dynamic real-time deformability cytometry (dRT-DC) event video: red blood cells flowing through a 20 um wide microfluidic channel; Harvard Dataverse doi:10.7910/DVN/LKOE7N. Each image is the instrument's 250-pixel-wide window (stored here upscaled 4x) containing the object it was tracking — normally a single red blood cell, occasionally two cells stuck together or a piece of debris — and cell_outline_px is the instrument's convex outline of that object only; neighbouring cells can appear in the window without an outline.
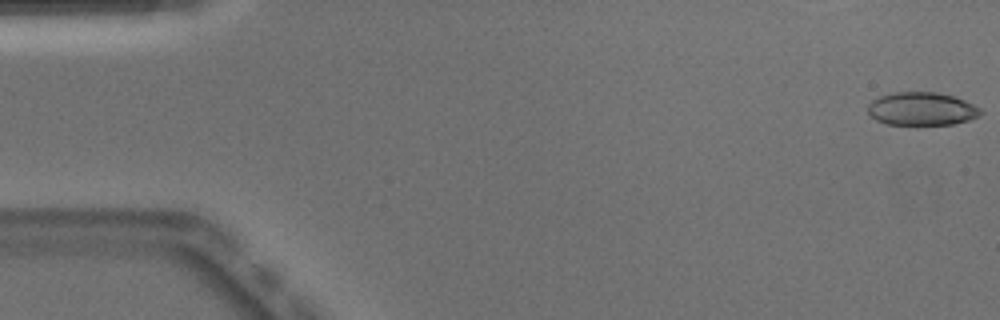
{"species": "Egyptian fruit bat (a non-hibernating species)", "species_latin": "Rousettus aegyptiacus", "temperature_condition": "warm", "stored_images_in_passage": 50, "camera_frame_rate_fps": 3000, "um_per_image_px": 0.085, "animal": {"sex": "male"}, "frame": {"image": 1, "passage_image": 1, "time_ms": 0.0, "image_size_px": [1000, 320], "cell_outline_px": [[984, 112], [980, 116], [968, 120], [952, 124], [916, 128], [888, 124], [876, 120], [868, 112], [868, 104], [872, 100], [880, 96], [892, 92], [936, 92], [952, 96], [964, 100], [980, 108]], "centroid_in_image_um": [78.34, 9.3], "position_along_channel_um": 6.7, "area_um2": 22.6}}
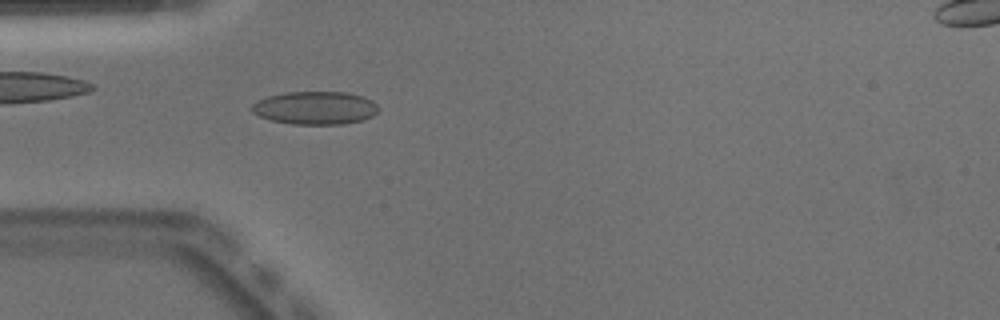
{"frame": {"image": 2, "passage_image": 15, "time_ms": 4.667, "image_size_px": [1000, 320], "cell_outline_px": [[380, 108], [372, 116], [360, 120], [344, 124], [292, 124], [272, 120], [260, 116], [252, 112], [252, 104], [268, 96], [284, 92], [344, 92], [364, 96], [372, 100]], "centroid_in_image_um": [26.81, 9.16], "position_along_channel_um": 58.2, "area_um2": 24.28}}
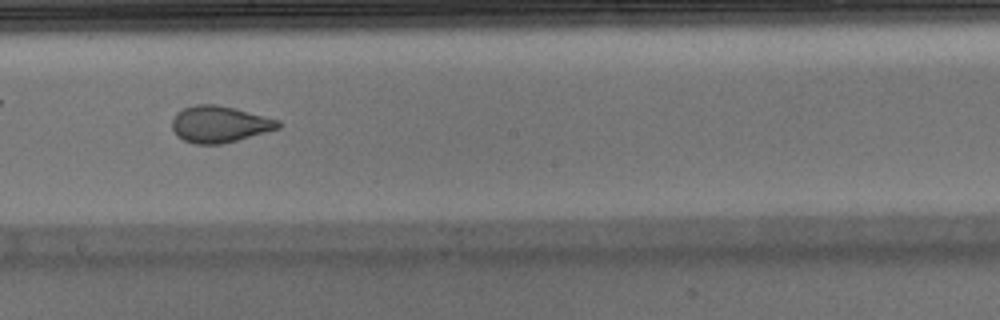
{"frame": {"image": 3, "passage_image": 28, "time_ms": 9.0, "image_size_px": [1000, 320], "cell_outline_px": [[280, 128], [236, 140], [220, 144], [192, 144], [176, 136], [172, 128], [172, 120], [176, 112], [184, 108], [196, 104], [216, 104], [280, 120]], "centroid_in_image_um": [18.61, 10.56], "position_along_channel_um": 229.6, "area_um2": 22.43}}